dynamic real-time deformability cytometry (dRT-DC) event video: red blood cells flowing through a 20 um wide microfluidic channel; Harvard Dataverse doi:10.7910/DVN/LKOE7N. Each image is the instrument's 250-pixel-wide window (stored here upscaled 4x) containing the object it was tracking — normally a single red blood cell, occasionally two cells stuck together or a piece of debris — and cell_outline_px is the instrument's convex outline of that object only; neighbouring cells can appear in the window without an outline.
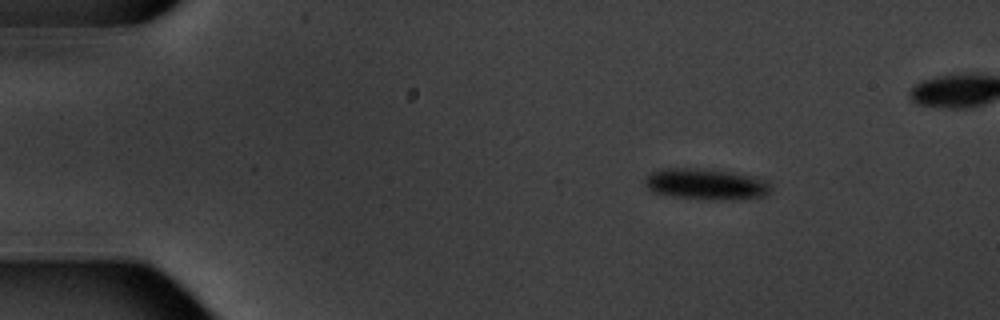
{"species": "common noctule bat (a hibernating species)", "species_latin": "Nyctalus noctula", "temperature_condition": "warm", "stored_images_in_passage": 16, "camera_frame_rate_fps": 3000, "um_per_image_px": 0.085, "animal": {"sex": "male", "body_mass_g": 20.1, "forearm_length_mm": 53.5}, "frame": {"image": 1, "passage_image": 3, "time_ms": 2.333, "image_size_px": [1000, 320], "cell_outline_px": [[772, 192], [764, 196], [732, 200], [716, 200], [672, 196], [652, 192], [644, 184], [644, 176], [660, 168], [696, 168], [728, 172], [768, 180], [772, 188]], "centroid_in_image_um": [59.99, 15.66], "position_along_channel_um": 25.0, "area_um2": 22.89}}
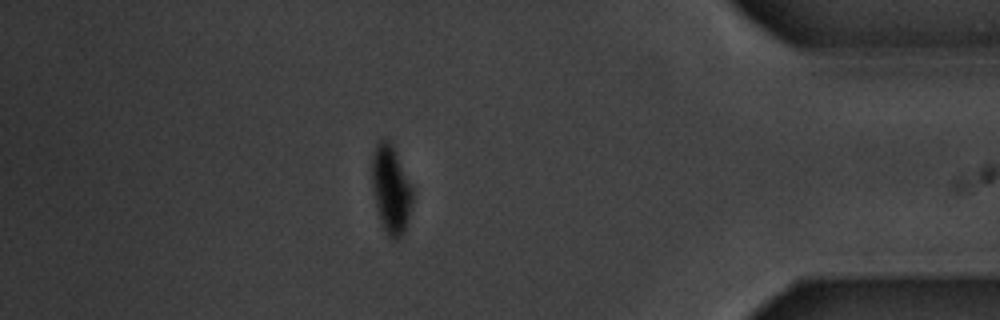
{"frame": {"image": 2, "passage_image": 14, "time_ms": 16.333, "image_size_px": [1000, 320], "cell_outline_px": [[412, 204], [404, 232], [396, 240], [392, 240], [388, 236], [380, 220], [376, 204], [372, 184], [372, 156], [380, 140], [388, 140], [392, 144], [412, 188]], "centroid_in_image_um": [33.23, 16.13], "position_along_channel_um": 402.0, "area_um2": 20.23}, "authors_computed_cell_mechanics": {"area_um2": 23.6113, "velocity_mm_per_s": 3.4938, "shape_relaxation_time_tau1_ms": 2.1115, "shape_relaxation_time_tau2_ms": null, "deformation_change_tau1": 0.127, "deformation_change_tau2": null}}